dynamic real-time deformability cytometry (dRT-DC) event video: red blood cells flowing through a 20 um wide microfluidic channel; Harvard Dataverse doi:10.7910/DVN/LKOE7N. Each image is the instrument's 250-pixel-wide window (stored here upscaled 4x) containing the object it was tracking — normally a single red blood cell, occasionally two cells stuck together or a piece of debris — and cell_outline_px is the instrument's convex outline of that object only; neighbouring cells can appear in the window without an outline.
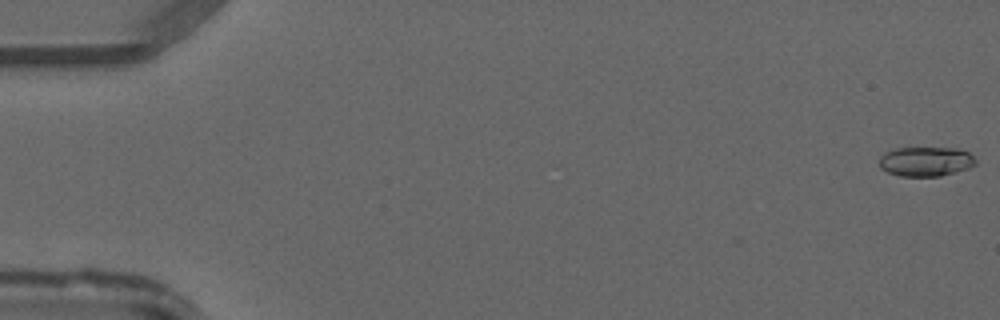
{"species": "common noctule bat (a hibernating species)", "species_latin": "Nyctalus noctula", "temperature_condition": "warm", "stored_images_in_passage": 48, "camera_frame_rate_fps": 3000, "um_per_image_px": 0.085, "animal": {"sex": "male", "forearm_length_mm": 52.5}, "frame": {"image": 1, "passage_image": 1, "time_ms": 0.0, "image_size_px": [1000, 320], "cell_outline_px": [[976, 164], [968, 168], [940, 176], [900, 176], [888, 172], [880, 168], [880, 156], [884, 152], [896, 148], [956, 148], [968, 152], [976, 160]], "centroid_in_image_um": [78.67, 13.72], "position_along_channel_um": 6.3, "area_um2": 16.53}}
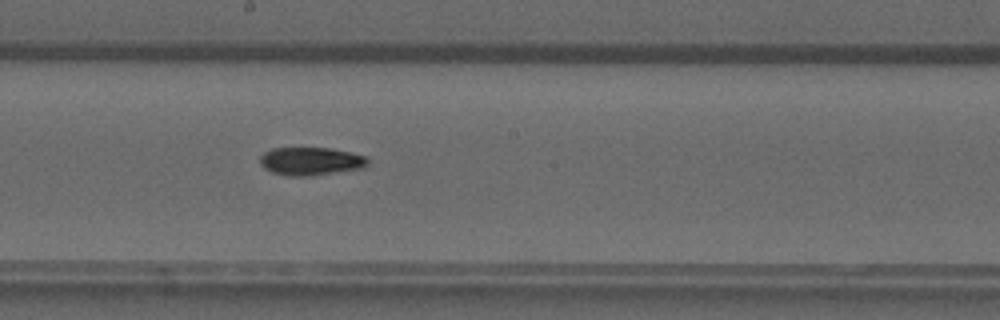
{"frame": {"image": 2, "passage_image": 27, "time_ms": 8.667, "image_size_px": [1000, 320], "cell_outline_px": [[368, 164], [364, 168], [312, 176], [292, 176], [272, 172], [264, 168], [260, 164], [260, 156], [264, 152], [272, 148], [332, 148], [368, 156]], "centroid_in_image_um": [26.44, 13.7], "position_along_channel_um": 221.8, "area_um2": 17.8}}
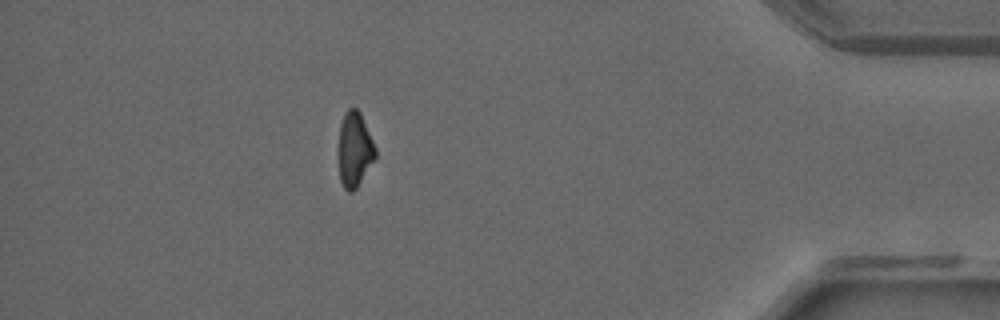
{"frame": {"image": 3, "passage_image": 43, "time_ms": 14.0, "image_size_px": [1000, 320], "cell_outline_px": [[376, 156], [356, 188], [352, 192], [348, 192], [344, 188], [340, 180], [340, 124], [344, 112], [348, 108], [356, 108], [360, 112], [376, 148]], "centroid_in_image_um": [30.15, 12.69], "position_along_channel_um": 405.1, "area_um2": 15.66}}